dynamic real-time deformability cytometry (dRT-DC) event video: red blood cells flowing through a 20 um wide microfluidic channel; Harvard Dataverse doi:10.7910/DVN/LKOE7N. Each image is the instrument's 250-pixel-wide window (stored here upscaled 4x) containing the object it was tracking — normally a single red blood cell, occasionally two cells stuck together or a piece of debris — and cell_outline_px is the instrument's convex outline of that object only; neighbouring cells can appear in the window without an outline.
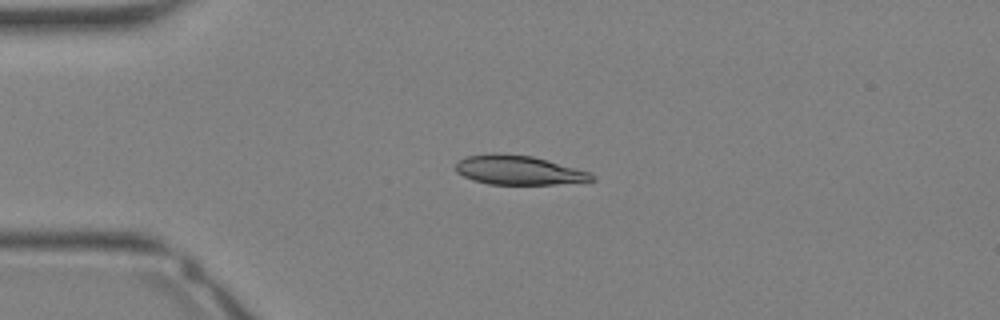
{"species": "Egyptian fruit bat (a non-hibernating species)", "species_latin": "Rousettus aegyptiacus", "temperature_condition": "warm", "stored_images_in_passage": 28, "camera_frame_rate_fps": 3000, "um_per_image_px": 0.085, "animal": {"sex": "female"}, "frame": {"image": 1, "passage_image": 2, "time_ms": 0.333, "image_size_px": [1000, 320], "cell_outline_px": [[596, 180], [588, 184], [488, 184], [472, 180], [456, 172], [456, 164], [464, 156], [492, 152], [496, 152], [532, 156], [548, 160], [588, 172], [596, 176]], "centroid_in_image_um": [44.14, 14.47], "position_along_channel_um": 40.9, "area_um2": 23.7}}
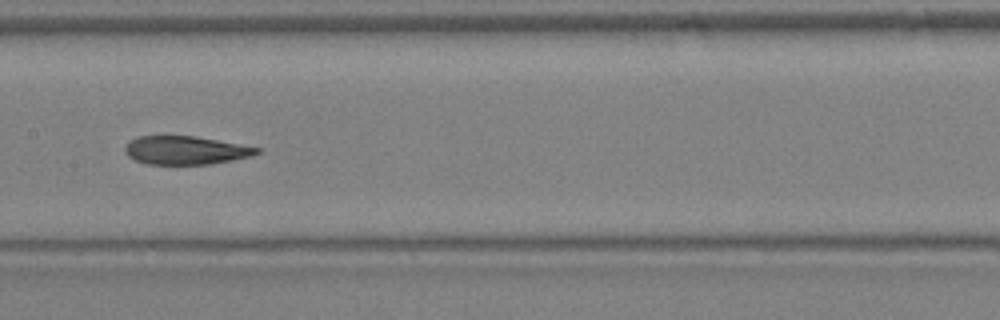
{"frame": {"image": 2, "passage_image": 11, "time_ms": 3.333, "image_size_px": [1000, 320], "cell_outline_px": [[260, 152], [252, 156], [212, 164], [148, 164], [136, 160], [128, 156], [124, 152], [124, 148], [132, 140], [140, 136], [196, 136], [260, 148]], "centroid_in_image_um": [15.79, 12.78], "position_along_channel_um": 191.6, "area_um2": 21.62}}
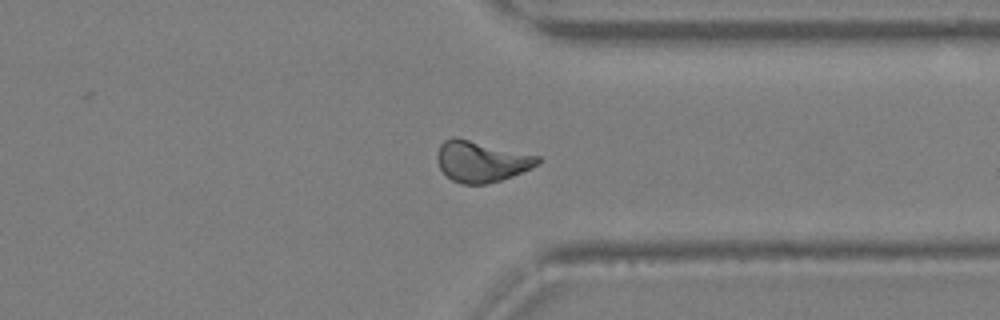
{"frame": {"image": 3, "passage_image": 20, "time_ms": 6.333, "image_size_px": [1000, 320], "cell_outline_px": [[540, 164], [512, 176], [500, 180], [484, 184], [464, 184], [452, 180], [440, 168], [436, 160], [436, 156], [440, 144], [444, 140], [452, 136], [456, 136], [540, 156]], "centroid_in_image_um": [40.9, 13.7], "position_along_channel_um": 370.5, "area_um2": 24.1}}